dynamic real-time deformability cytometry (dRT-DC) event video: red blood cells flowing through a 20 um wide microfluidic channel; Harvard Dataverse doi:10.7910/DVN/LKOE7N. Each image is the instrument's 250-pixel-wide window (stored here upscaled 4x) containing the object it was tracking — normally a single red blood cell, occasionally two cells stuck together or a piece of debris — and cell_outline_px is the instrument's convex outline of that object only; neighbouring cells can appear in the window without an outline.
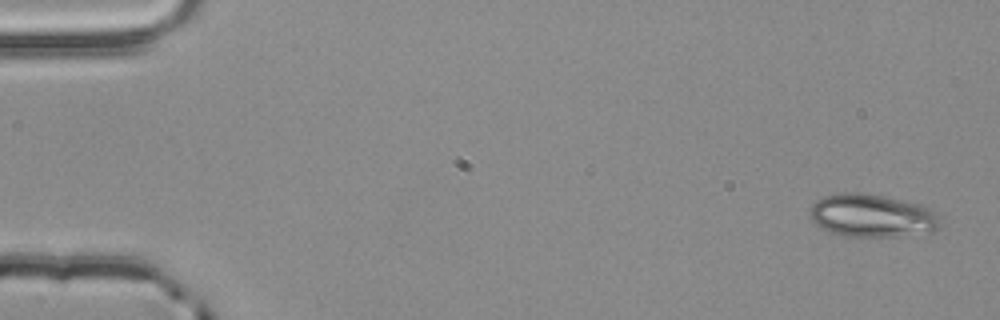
{"species": "common noctule bat (a hibernating species)", "species_latin": "Nyctalus noctula", "temperature_condition": "room temperature", "stored_images_in_passage": 4, "camera_frame_rate_fps": 3000, "um_per_image_px": 0.085, "animal": {"sex": "male", "body_mass_g": 20.4}, "frame": {"image": 1, "passage_image": 1, "time_ms": 0.0, "image_size_px": [1000, 320], "cell_outline_px": [[940, 224], [932, 232], [896, 236], [840, 236], [824, 228], [812, 220], [808, 212], [812, 204], [816, 200], [824, 196], [840, 192], [860, 192], [884, 196], [920, 204], [928, 208], [936, 216]], "centroid_in_image_um": [74.07, 18.32], "position_along_channel_um": 10.9, "area_um2": 32.37}}